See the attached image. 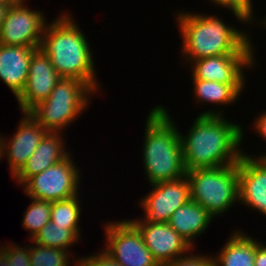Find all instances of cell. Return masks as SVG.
Wrapping results in <instances>:
<instances>
[{
	"label": "cell",
	"instance_id": "cell-1",
	"mask_svg": "<svg viewBox=\"0 0 266 266\" xmlns=\"http://www.w3.org/2000/svg\"><path fill=\"white\" fill-rule=\"evenodd\" d=\"M224 115H197L184 134L179 129L186 171L228 166L240 161L244 151L243 127ZM185 135V136H184Z\"/></svg>",
	"mask_w": 266,
	"mask_h": 266
},
{
	"label": "cell",
	"instance_id": "cell-2",
	"mask_svg": "<svg viewBox=\"0 0 266 266\" xmlns=\"http://www.w3.org/2000/svg\"><path fill=\"white\" fill-rule=\"evenodd\" d=\"M192 13L180 10L175 18L182 36L180 51L185 64L211 56L254 54L248 31L224 23L218 15Z\"/></svg>",
	"mask_w": 266,
	"mask_h": 266
},
{
	"label": "cell",
	"instance_id": "cell-3",
	"mask_svg": "<svg viewBox=\"0 0 266 266\" xmlns=\"http://www.w3.org/2000/svg\"><path fill=\"white\" fill-rule=\"evenodd\" d=\"M72 14L63 12L47 22L40 49L62 78H75L85 82L94 92L101 89L89 40L75 22Z\"/></svg>",
	"mask_w": 266,
	"mask_h": 266
},
{
	"label": "cell",
	"instance_id": "cell-4",
	"mask_svg": "<svg viewBox=\"0 0 266 266\" xmlns=\"http://www.w3.org/2000/svg\"><path fill=\"white\" fill-rule=\"evenodd\" d=\"M169 114L157 105L146 118L142 162L149 185L186 176L179 127Z\"/></svg>",
	"mask_w": 266,
	"mask_h": 266
},
{
	"label": "cell",
	"instance_id": "cell-5",
	"mask_svg": "<svg viewBox=\"0 0 266 266\" xmlns=\"http://www.w3.org/2000/svg\"><path fill=\"white\" fill-rule=\"evenodd\" d=\"M94 93L79 79L61 78L48 98L29 113L47 132L63 133L87 110Z\"/></svg>",
	"mask_w": 266,
	"mask_h": 266
},
{
	"label": "cell",
	"instance_id": "cell-6",
	"mask_svg": "<svg viewBox=\"0 0 266 266\" xmlns=\"http://www.w3.org/2000/svg\"><path fill=\"white\" fill-rule=\"evenodd\" d=\"M191 200L204 207L213 217L228 213L239 203L238 163L214 168L186 171Z\"/></svg>",
	"mask_w": 266,
	"mask_h": 266
},
{
	"label": "cell",
	"instance_id": "cell-7",
	"mask_svg": "<svg viewBox=\"0 0 266 266\" xmlns=\"http://www.w3.org/2000/svg\"><path fill=\"white\" fill-rule=\"evenodd\" d=\"M70 154L43 172L30 177L23 185L30 198L55 202L79 195L81 172Z\"/></svg>",
	"mask_w": 266,
	"mask_h": 266
},
{
	"label": "cell",
	"instance_id": "cell-8",
	"mask_svg": "<svg viewBox=\"0 0 266 266\" xmlns=\"http://www.w3.org/2000/svg\"><path fill=\"white\" fill-rule=\"evenodd\" d=\"M103 251L121 266H160L144 244L138 228L129 220L106 222ZM105 247V248H104Z\"/></svg>",
	"mask_w": 266,
	"mask_h": 266
},
{
	"label": "cell",
	"instance_id": "cell-9",
	"mask_svg": "<svg viewBox=\"0 0 266 266\" xmlns=\"http://www.w3.org/2000/svg\"><path fill=\"white\" fill-rule=\"evenodd\" d=\"M151 186L152 190L139 202L144 218L131 219L132 223L168 222L175 210L191 200L190 183L186 176Z\"/></svg>",
	"mask_w": 266,
	"mask_h": 266
},
{
	"label": "cell",
	"instance_id": "cell-10",
	"mask_svg": "<svg viewBox=\"0 0 266 266\" xmlns=\"http://www.w3.org/2000/svg\"><path fill=\"white\" fill-rule=\"evenodd\" d=\"M29 7L25 0L8 9L0 29L1 44L40 48L48 19L42 11Z\"/></svg>",
	"mask_w": 266,
	"mask_h": 266
},
{
	"label": "cell",
	"instance_id": "cell-11",
	"mask_svg": "<svg viewBox=\"0 0 266 266\" xmlns=\"http://www.w3.org/2000/svg\"><path fill=\"white\" fill-rule=\"evenodd\" d=\"M22 117L11 138L0 136V160L7 156L11 178L22 169L48 133L30 113H22Z\"/></svg>",
	"mask_w": 266,
	"mask_h": 266
},
{
	"label": "cell",
	"instance_id": "cell-12",
	"mask_svg": "<svg viewBox=\"0 0 266 266\" xmlns=\"http://www.w3.org/2000/svg\"><path fill=\"white\" fill-rule=\"evenodd\" d=\"M255 62V54H225L202 58L190 63L191 78L223 84H246V68L255 67Z\"/></svg>",
	"mask_w": 266,
	"mask_h": 266
},
{
	"label": "cell",
	"instance_id": "cell-13",
	"mask_svg": "<svg viewBox=\"0 0 266 266\" xmlns=\"http://www.w3.org/2000/svg\"><path fill=\"white\" fill-rule=\"evenodd\" d=\"M61 78L52 66L50 58L41 49H37L30 60L25 87L16 98L21 113H29L46 100Z\"/></svg>",
	"mask_w": 266,
	"mask_h": 266
},
{
	"label": "cell",
	"instance_id": "cell-14",
	"mask_svg": "<svg viewBox=\"0 0 266 266\" xmlns=\"http://www.w3.org/2000/svg\"><path fill=\"white\" fill-rule=\"evenodd\" d=\"M133 224L140 231L145 246L160 266L190 254L191 250L193 251L190 244L168 222Z\"/></svg>",
	"mask_w": 266,
	"mask_h": 266
},
{
	"label": "cell",
	"instance_id": "cell-15",
	"mask_svg": "<svg viewBox=\"0 0 266 266\" xmlns=\"http://www.w3.org/2000/svg\"><path fill=\"white\" fill-rule=\"evenodd\" d=\"M239 202L266 216V158H254L246 152L238 162Z\"/></svg>",
	"mask_w": 266,
	"mask_h": 266
},
{
	"label": "cell",
	"instance_id": "cell-16",
	"mask_svg": "<svg viewBox=\"0 0 266 266\" xmlns=\"http://www.w3.org/2000/svg\"><path fill=\"white\" fill-rule=\"evenodd\" d=\"M37 49L0 43V80L16 98L25 87L30 60Z\"/></svg>",
	"mask_w": 266,
	"mask_h": 266
},
{
	"label": "cell",
	"instance_id": "cell-17",
	"mask_svg": "<svg viewBox=\"0 0 266 266\" xmlns=\"http://www.w3.org/2000/svg\"><path fill=\"white\" fill-rule=\"evenodd\" d=\"M65 142L62 133L48 132L26 164L13 177L17 185L22 186L30 177L65 159L70 154Z\"/></svg>",
	"mask_w": 266,
	"mask_h": 266
},
{
	"label": "cell",
	"instance_id": "cell-18",
	"mask_svg": "<svg viewBox=\"0 0 266 266\" xmlns=\"http://www.w3.org/2000/svg\"><path fill=\"white\" fill-rule=\"evenodd\" d=\"M213 218L204 207L190 200L174 211L168 224L195 249V239L208 230Z\"/></svg>",
	"mask_w": 266,
	"mask_h": 266
},
{
	"label": "cell",
	"instance_id": "cell-19",
	"mask_svg": "<svg viewBox=\"0 0 266 266\" xmlns=\"http://www.w3.org/2000/svg\"><path fill=\"white\" fill-rule=\"evenodd\" d=\"M193 84V94L194 98L193 100L197 101V104L201 103L202 105H205L204 103H211V105H216V109L214 110L210 108L205 110L204 112L200 113V115H223L222 110L220 111V105L221 107L227 106V105H233L235 101L240 98L241 92H243L245 88V84H223L218 83L216 81H208V80H202V79H192Z\"/></svg>",
	"mask_w": 266,
	"mask_h": 266
},
{
	"label": "cell",
	"instance_id": "cell-20",
	"mask_svg": "<svg viewBox=\"0 0 266 266\" xmlns=\"http://www.w3.org/2000/svg\"><path fill=\"white\" fill-rule=\"evenodd\" d=\"M236 230L231 232L222 249L213 256L215 266H255L257 240L243 230Z\"/></svg>",
	"mask_w": 266,
	"mask_h": 266
},
{
	"label": "cell",
	"instance_id": "cell-21",
	"mask_svg": "<svg viewBox=\"0 0 266 266\" xmlns=\"http://www.w3.org/2000/svg\"><path fill=\"white\" fill-rule=\"evenodd\" d=\"M79 195L66 199L51 202L50 221L60 227L72 230L79 238L82 233L80 230L81 200Z\"/></svg>",
	"mask_w": 266,
	"mask_h": 266
},
{
	"label": "cell",
	"instance_id": "cell-22",
	"mask_svg": "<svg viewBox=\"0 0 266 266\" xmlns=\"http://www.w3.org/2000/svg\"><path fill=\"white\" fill-rule=\"evenodd\" d=\"M80 239L72 230L49 221L31 241L41 246L69 251Z\"/></svg>",
	"mask_w": 266,
	"mask_h": 266
},
{
	"label": "cell",
	"instance_id": "cell-23",
	"mask_svg": "<svg viewBox=\"0 0 266 266\" xmlns=\"http://www.w3.org/2000/svg\"><path fill=\"white\" fill-rule=\"evenodd\" d=\"M73 251L60 248L41 246L36 243L29 245L31 266H78V258H73ZM72 258V260H71ZM74 260V261H73ZM72 261V263H71Z\"/></svg>",
	"mask_w": 266,
	"mask_h": 266
},
{
	"label": "cell",
	"instance_id": "cell-24",
	"mask_svg": "<svg viewBox=\"0 0 266 266\" xmlns=\"http://www.w3.org/2000/svg\"><path fill=\"white\" fill-rule=\"evenodd\" d=\"M32 201L23 213L22 227L29 231V240L49 223L51 215V202L31 198Z\"/></svg>",
	"mask_w": 266,
	"mask_h": 266
},
{
	"label": "cell",
	"instance_id": "cell-25",
	"mask_svg": "<svg viewBox=\"0 0 266 266\" xmlns=\"http://www.w3.org/2000/svg\"><path fill=\"white\" fill-rule=\"evenodd\" d=\"M253 4L252 0H225V8L233 13L238 22L245 25H253L255 22L254 26H260L261 21L256 20L257 17L254 18Z\"/></svg>",
	"mask_w": 266,
	"mask_h": 266
},
{
	"label": "cell",
	"instance_id": "cell-26",
	"mask_svg": "<svg viewBox=\"0 0 266 266\" xmlns=\"http://www.w3.org/2000/svg\"><path fill=\"white\" fill-rule=\"evenodd\" d=\"M7 246L5 244L1 245V248L7 253L10 265L12 266H31L29 257V245L21 247L19 244L9 242Z\"/></svg>",
	"mask_w": 266,
	"mask_h": 266
},
{
	"label": "cell",
	"instance_id": "cell-27",
	"mask_svg": "<svg viewBox=\"0 0 266 266\" xmlns=\"http://www.w3.org/2000/svg\"><path fill=\"white\" fill-rule=\"evenodd\" d=\"M165 263L161 266H215L213 255L191 254Z\"/></svg>",
	"mask_w": 266,
	"mask_h": 266
},
{
	"label": "cell",
	"instance_id": "cell-28",
	"mask_svg": "<svg viewBox=\"0 0 266 266\" xmlns=\"http://www.w3.org/2000/svg\"><path fill=\"white\" fill-rule=\"evenodd\" d=\"M78 266H121L103 250L95 255L78 258Z\"/></svg>",
	"mask_w": 266,
	"mask_h": 266
},
{
	"label": "cell",
	"instance_id": "cell-29",
	"mask_svg": "<svg viewBox=\"0 0 266 266\" xmlns=\"http://www.w3.org/2000/svg\"><path fill=\"white\" fill-rule=\"evenodd\" d=\"M254 124H252L254 127L253 129L255 130L254 132H256V134L258 133V136L260 135V137H262L263 140H265L266 142V111L261 112V114L258 115V117L256 119L253 120ZM250 157H254V158H266V153L261 155H248ZM259 156V157H258Z\"/></svg>",
	"mask_w": 266,
	"mask_h": 266
},
{
	"label": "cell",
	"instance_id": "cell-30",
	"mask_svg": "<svg viewBox=\"0 0 266 266\" xmlns=\"http://www.w3.org/2000/svg\"><path fill=\"white\" fill-rule=\"evenodd\" d=\"M255 266H266V243L257 240V248L254 259Z\"/></svg>",
	"mask_w": 266,
	"mask_h": 266
},
{
	"label": "cell",
	"instance_id": "cell-31",
	"mask_svg": "<svg viewBox=\"0 0 266 266\" xmlns=\"http://www.w3.org/2000/svg\"><path fill=\"white\" fill-rule=\"evenodd\" d=\"M0 266H12L7 253L0 247Z\"/></svg>",
	"mask_w": 266,
	"mask_h": 266
},
{
	"label": "cell",
	"instance_id": "cell-32",
	"mask_svg": "<svg viewBox=\"0 0 266 266\" xmlns=\"http://www.w3.org/2000/svg\"><path fill=\"white\" fill-rule=\"evenodd\" d=\"M10 7L0 3V29Z\"/></svg>",
	"mask_w": 266,
	"mask_h": 266
},
{
	"label": "cell",
	"instance_id": "cell-33",
	"mask_svg": "<svg viewBox=\"0 0 266 266\" xmlns=\"http://www.w3.org/2000/svg\"><path fill=\"white\" fill-rule=\"evenodd\" d=\"M25 0H0L1 4H4L8 7H14L19 4H22Z\"/></svg>",
	"mask_w": 266,
	"mask_h": 266
},
{
	"label": "cell",
	"instance_id": "cell-34",
	"mask_svg": "<svg viewBox=\"0 0 266 266\" xmlns=\"http://www.w3.org/2000/svg\"><path fill=\"white\" fill-rule=\"evenodd\" d=\"M209 2L214 3L215 5L220 6L221 8H225V0H210Z\"/></svg>",
	"mask_w": 266,
	"mask_h": 266
},
{
	"label": "cell",
	"instance_id": "cell-35",
	"mask_svg": "<svg viewBox=\"0 0 266 266\" xmlns=\"http://www.w3.org/2000/svg\"><path fill=\"white\" fill-rule=\"evenodd\" d=\"M260 21H261V25H260L261 28L264 27V28L266 29V15H265V17L262 18V20L260 19ZM262 26H263V27H262Z\"/></svg>",
	"mask_w": 266,
	"mask_h": 266
}]
</instances>
